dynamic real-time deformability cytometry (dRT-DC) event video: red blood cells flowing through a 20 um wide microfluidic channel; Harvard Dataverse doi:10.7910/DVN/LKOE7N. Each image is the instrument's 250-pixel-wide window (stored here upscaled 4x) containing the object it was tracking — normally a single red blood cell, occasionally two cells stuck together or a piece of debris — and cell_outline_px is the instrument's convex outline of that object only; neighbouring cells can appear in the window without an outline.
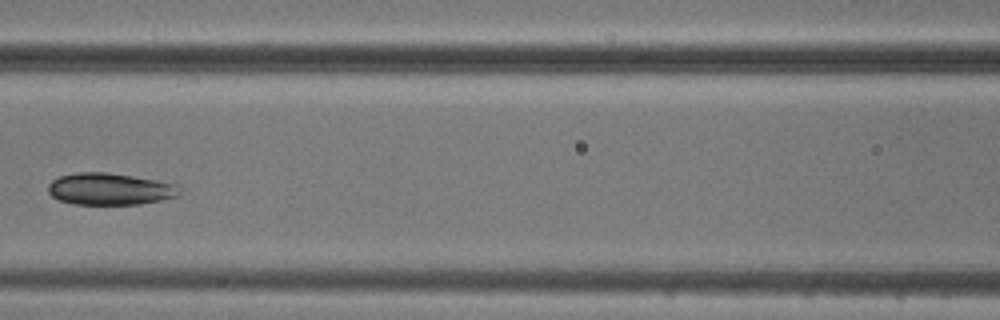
{"species": "common noctule bat (a hibernating species)", "species_latin": "Nyctalus noctula", "temperature_condition": "cold", "stored_images_in_passage": 6, "camera_frame_rate_fps": 3000, "um_per_image_px": 0.085, "animal": {"sex": "male", "body_mass_g": 20.5, "forearm_length_mm": 52.5}, "frame": {"image": 1, "passage_image": 6, "time_ms": 6.0, "image_size_px": [1000, 320], "cell_outline_px": [[180, 192], [176, 196], [160, 200], [140, 204], [72, 204], [60, 200], [52, 196], [48, 192], [48, 184], [52, 180], [60, 176], [80, 172], [104, 172], [132, 176], [156, 180], [176, 184]], "centroid_in_image_um": [9.3, 16.06], "position_along_channel_um": 157.3, "area_um2": 24.16}}